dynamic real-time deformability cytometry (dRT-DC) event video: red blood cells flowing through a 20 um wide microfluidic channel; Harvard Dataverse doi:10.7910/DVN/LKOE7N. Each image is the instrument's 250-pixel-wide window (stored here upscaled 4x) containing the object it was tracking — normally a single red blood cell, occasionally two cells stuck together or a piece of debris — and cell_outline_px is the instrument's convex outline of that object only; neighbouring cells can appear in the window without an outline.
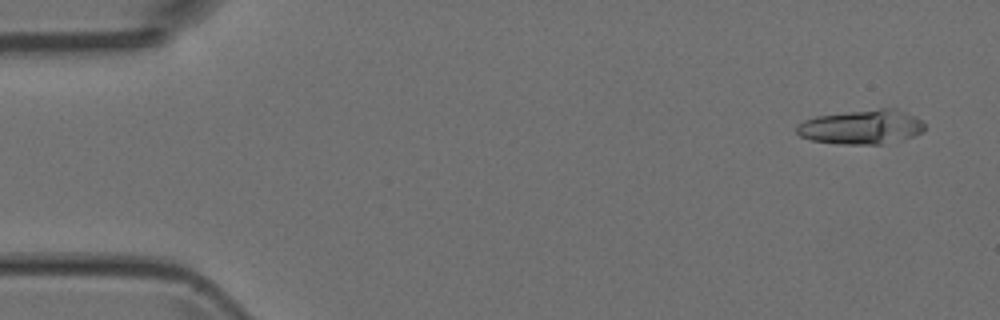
{"species": "Egyptian fruit bat (a non-hibernating species)", "species_latin": "Rousettus aegyptiacus", "temperature_condition": "room temperature", "stored_images_in_passage": 4, "camera_frame_rate_fps": 3000, "um_per_image_px": 0.085, "animal": {"sex": "female"}, "frame": {"image": 1, "passage_image": 1, "time_ms": 0.0, "image_size_px": [1000, 320], "cell_outline_px": [[924, 132], [900, 140], [884, 144], [840, 144], [812, 140], [800, 136], [796, 132], [796, 124], [804, 120], [816, 116], [880, 108], [896, 108], [916, 116], [924, 124]], "centroid_in_image_um": [73.24, 10.79], "position_along_channel_um": 11.8, "area_um2": 25.66}}
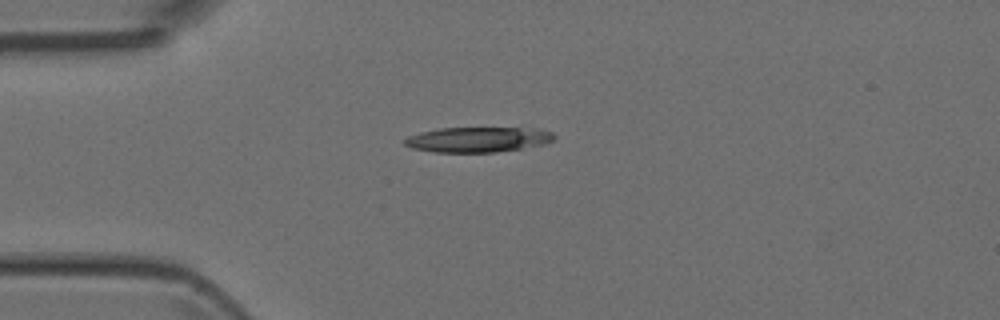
{"frame": {"image": 2, "passage_image": 4, "time_ms": 3.333, "image_size_px": [1000, 320], "cell_outline_px": [[556, 140], [544, 144], [496, 152], [432, 152], [412, 148], [404, 144], [404, 140], [408, 136], [420, 132], [440, 128], [540, 128], [552, 132], [556, 136]], "centroid_in_image_um": [40.65, 11.85], "position_along_channel_um": 44.3, "area_um2": 22.02}}